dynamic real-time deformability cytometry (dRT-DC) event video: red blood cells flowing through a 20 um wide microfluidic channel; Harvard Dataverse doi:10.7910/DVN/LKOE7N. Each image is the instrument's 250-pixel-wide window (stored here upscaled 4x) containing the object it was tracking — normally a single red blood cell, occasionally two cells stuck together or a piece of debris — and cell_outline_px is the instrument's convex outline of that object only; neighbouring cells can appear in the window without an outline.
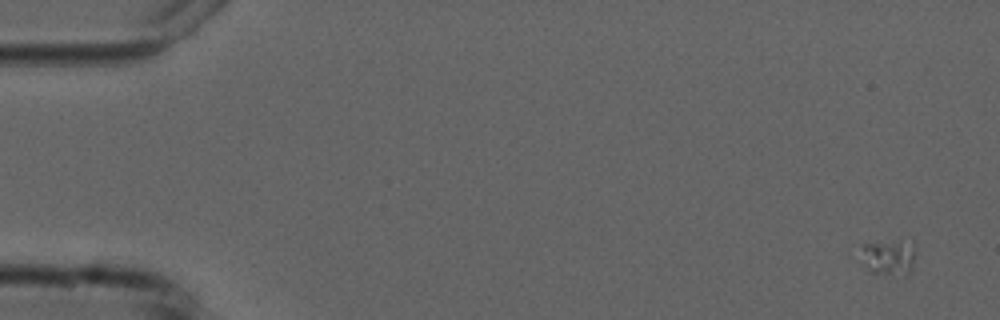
{"species": "common noctule bat (a hibernating species)", "species_latin": "Nyctalus noctula", "temperature_condition": "cold", "stored_images_in_passage": 5, "camera_frame_rate_fps": 3000, "um_per_image_px": 0.085, "animal": {"sex": "male", "forearm_length_mm": 52.5}, "frame": {"image": 1, "passage_image": 1, "time_ms": 0.0, "image_size_px": [1000, 320], "cell_outline_px": [[916, 248], [912, 268], [908, 272], [872, 272], [864, 264], [860, 244], [900, 240]], "centroid_in_image_um": [75.52, 21.79], "position_along_channel_um": 9.5, "area_um2": 10.69}}